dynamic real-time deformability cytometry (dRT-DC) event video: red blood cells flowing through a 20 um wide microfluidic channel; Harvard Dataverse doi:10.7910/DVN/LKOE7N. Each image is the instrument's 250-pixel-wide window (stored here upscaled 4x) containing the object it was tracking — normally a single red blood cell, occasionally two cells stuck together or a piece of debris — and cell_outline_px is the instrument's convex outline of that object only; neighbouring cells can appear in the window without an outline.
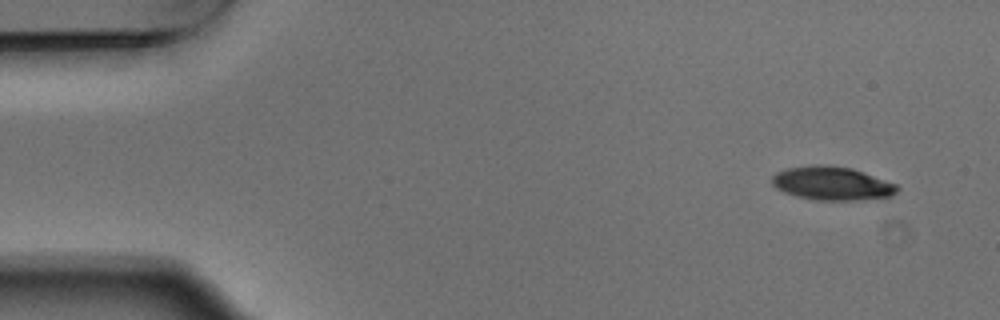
{"species": "Egyptian fruit bat (a non-hibernating species)", "species_latin": "Rousettus aegyptiacus", "temperature_condition": "warm", "stored_images_in_passage": 2, "camera_frame_rate_fps": 3000, "um_per_image_px": 0.085, "animal": {"sex": "male"}, "frame": {"image": 1, "passage_image": 1, "time_ms": 0.0, "image_size_px": [1000, 320], "cell_outline_px": [[900, 188], [892, 196], [852, 200], [812, 200], [796, 196], [784, 192], [776, 188], [772, 184], [772, 176], [776, 172], [788, 168], [812, 164], [828, 164], [852, 168], [896, 184]], "centroid_in_image_um": [70.69, 15.58], "position_along_channel_um": 14.3, "area_um2": 24.57}}